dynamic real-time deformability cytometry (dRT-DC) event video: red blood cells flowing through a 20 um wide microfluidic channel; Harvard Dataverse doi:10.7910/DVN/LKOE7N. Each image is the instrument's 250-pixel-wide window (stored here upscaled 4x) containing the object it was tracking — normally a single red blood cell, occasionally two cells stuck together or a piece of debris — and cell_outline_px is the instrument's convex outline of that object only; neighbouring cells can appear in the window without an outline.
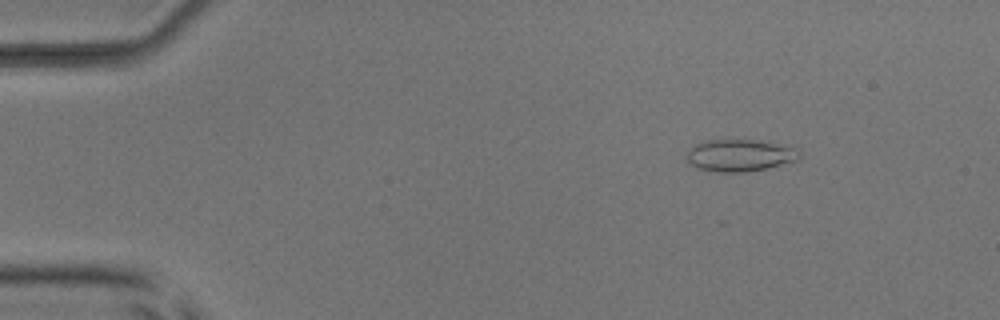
{"species": "common noctule bat (a hibernating species)", "species_latin": "Nyctalus noctula", "temperature_condition": "room temperature", "stored_images_in_passage": 52, "camera_frame_rate_fps": 3000, "um_per_image_px": 0.085, "animal": {"sex": "male", "body_mass_g": 17.9, "forearm_length_mm": 54.2}, "frame": {"image": 1, "passage_image": 7, "time_ms": 2.0, "image_size_px": [1000, 320], "cell_outline_px": [[800, 160], [768, 168], [744, 172], [716, 172], [700, 168], [688, 164], [684, 156], [688, 148], [696, 144], [708, 140], [768, 140], [788, 144], [800, 148]], "centroid_in_image_um": [62.95, 13.19], "position_along_channel_um": 22.0, "area_um2": 21.85}}
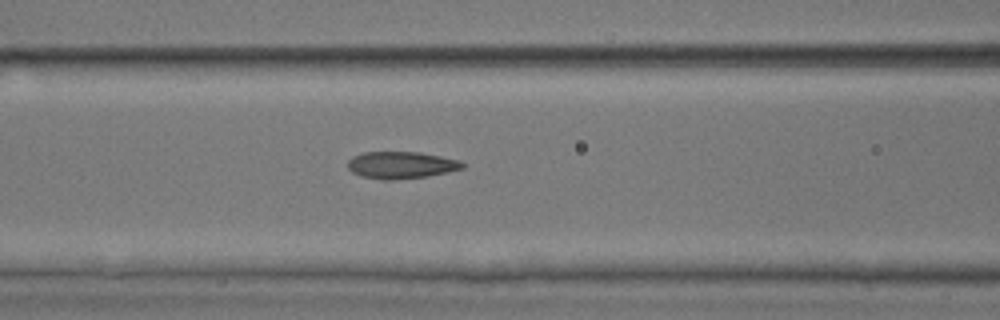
{"frame": {"image": 2, "passage_image": 22, "time_ms": 7.0, "image_size_px": [1000, 320], "cell_outline_px": [[464, 168], [448, 172], [428, 176], [392, 180], [384, 180], [360, 176], [352, 172], [348, 168], [348, 160], [352, 156], [364, 152], [420, 152], [460, 160], [464, 164]], "centroid_in_image_um": [34.09, 14.03], "position_along_channel_um": 132.5, "area_um2": 18.15}}
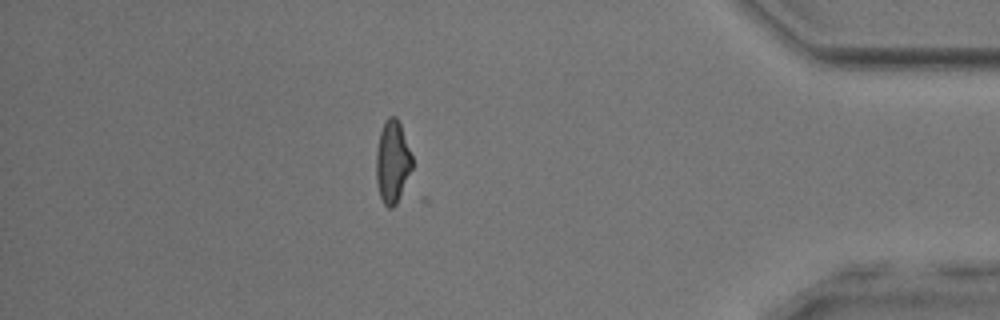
{"frame": {"image": 3, "passage_image": 45, "time_ms": 14.667, "image_size_px": [1000, 320], "cell_outline_px": [[412, 168], [396, 204], [392, 208], [388, 208], [384, 204], [380, 196], [376, 180], [376, 152], [380, 132], [388, 116], [396, 116], [400, 124], [412, 156]], "centroid_in_image_um": [33.34, 13.76], "position_along_channel_um": 401.9, "area_um2": 17.05}, "authors_computed_cell_mechanics": {"area_um2": 18.2937, "velocity_mm_per_s": 4.0111, "shape_relaxation_time_tau1_ms": 3.3351, "shape_relaxation_time_tau2_ms": 1.7375, "deformation_change_tau1": 0.1355, "deformation_change_tau2": 0.0995}}